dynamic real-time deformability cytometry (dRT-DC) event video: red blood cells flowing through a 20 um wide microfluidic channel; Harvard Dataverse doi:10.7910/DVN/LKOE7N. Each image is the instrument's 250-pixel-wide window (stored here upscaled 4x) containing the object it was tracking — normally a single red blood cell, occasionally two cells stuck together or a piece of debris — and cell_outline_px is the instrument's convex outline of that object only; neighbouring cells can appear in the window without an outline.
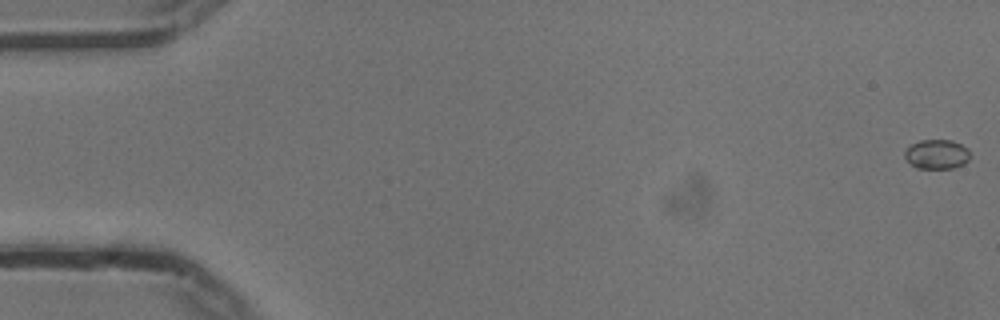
{"species": "common noctule bat (a hibernating species)", "species_latin": "Nyctalus noctula", "temperature_condition": "cold", "stored_images_in_passage": 56, "camera_frame_rate_fps": 3000, "um_per_image_px": 0.085, "animal": {"sex": "male", "body_mass_g": 13.3}, "frame": {"image": 1, "passage_image": 1, "time_ms": 0.0, "image_size_px": [1000, 320], "cell_outline_px": [[968, 160], [964, 164], [952, 168], [916, 168], [904, 156], [904, 152], [912, 144], [920, 140], [952, 140], [968, 148]], "centroid_in_image_um": [79.63, 13.1], "position_along_channel_um": 5.4, "area_um2": 11.04}}
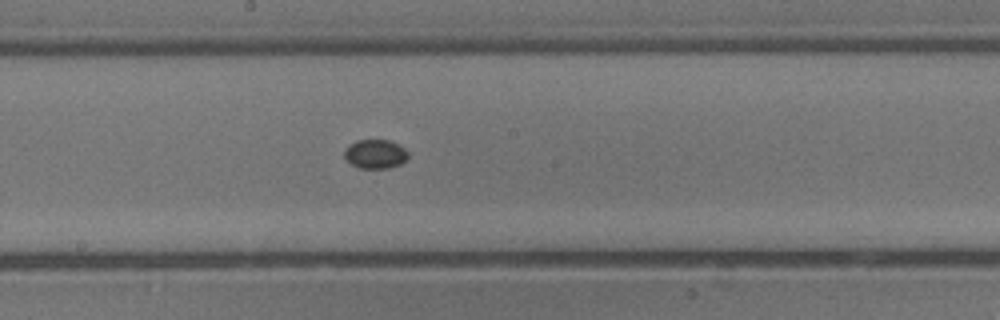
{"frame": {"image": 2, "passage_image": 30, "time_ms": 9.667, "image_size_px": [1000, 320], "cell_outline_px": [[408, 156], [400, 164], [388, 168], [360, 168], [352, 164], [344, 156], [344, 148], [356, 140], [388, 140], [404, 148], [408, 152]], "centroid_in_image_um": [31.88, 13.08], "position_along_channel_um": 216.3, "area_um2": 10.64}}
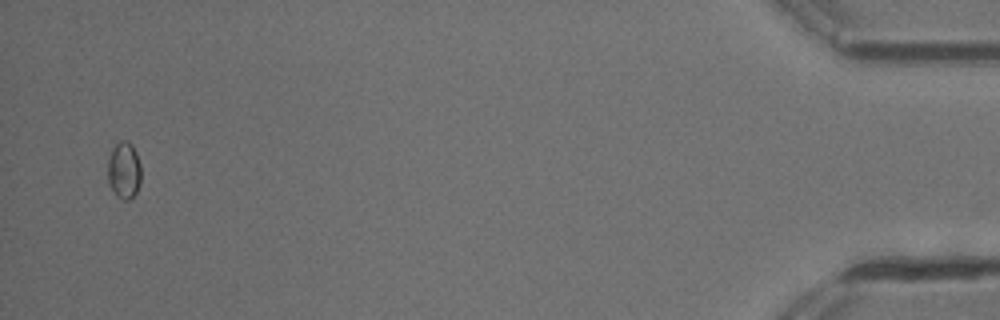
{"frame": {"image": 3, "passage_image": 54, "time_ms": 17.667, "image_size_px": [1000, 320], "cell_outline_px": [[140, 184], [136, 192], [128, 200], [124, 200], [116, 196], [108, 184], [108, 160], [112, 148], [120, 140], [128, 140], [132, 144], [136, 152], [140, 164]], "centroid_in_image_um": [10.53, 14.46], "position_along_channel_um": 424.7, "area_um2": 11.16}, "authors_computed_cell_mechanics": {"area_um2": 10.8375, "velocity_mm_per_s": 3.7546, "shape_relaxation_time_tau1_ms": 1.6845, "shape_relaxation_time_tau2_ms": null, "deformation_change_tau1": 0.0374, "deformation_change_tau2": null}}